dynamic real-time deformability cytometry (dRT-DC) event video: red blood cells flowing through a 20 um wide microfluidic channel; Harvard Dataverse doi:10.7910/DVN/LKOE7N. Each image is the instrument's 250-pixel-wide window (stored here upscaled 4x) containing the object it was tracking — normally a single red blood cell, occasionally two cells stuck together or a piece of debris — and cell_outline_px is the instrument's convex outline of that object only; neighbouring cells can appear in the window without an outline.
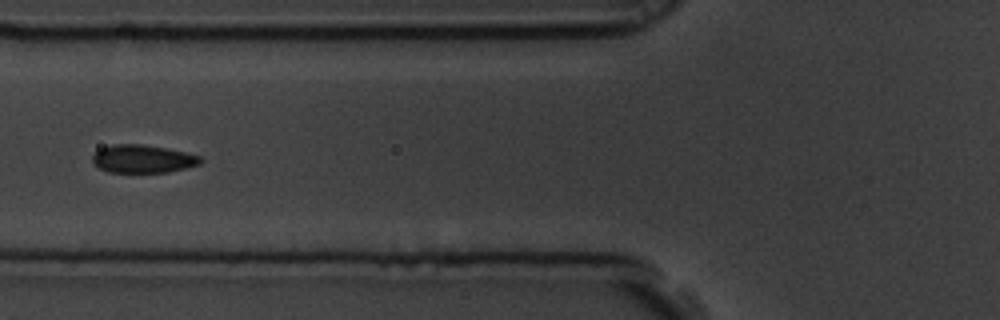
{"species": "common noctule bat (a hibernating species)", "species_latin": "Nyctalus noctula", "temperature_condition": "room temperature", "stored_images_in_passage": 6, "camera_frame_rate_fps": 3000, "um_per_image_px": 0.085, "animal": {"sex": "male", "body_mass_g": 19.5, "forearm_length_mm": 54.6}, "frame": {"image": 1, "passage_image": 3, "time_ms": 0.667, "image_size_px": [1000, 320], "cell_outline_px": [[204, 160], [200, 164], [168, 172], [108, 172], [100, 168], [92, 160], [92, 156], [100, 148], [112, 144], [140, 144], [164, 148], [184, 152], [200, 156]], "centroid_in_image_um": [12.13, 13.5], "position_along_channel_um": 113.7, "area_um2": 17.46}}
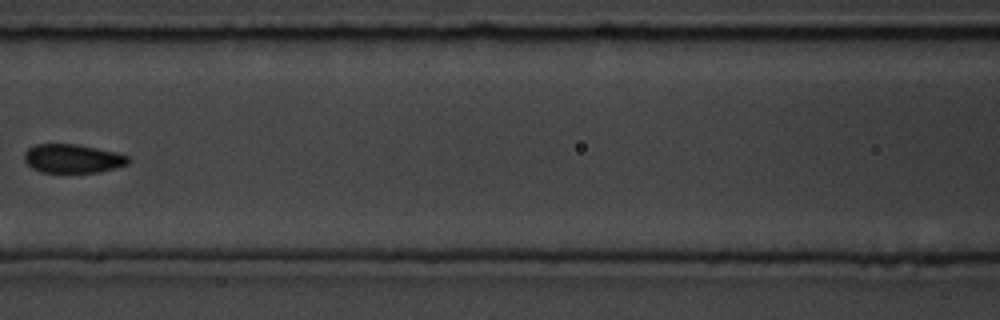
{"frame": {"image": 2, "passage_image": 4, "time_ms": 1.0, "image_size_px": [1000, 320], "cell_outline_px": [[132, 160], [128, 164], [100, 172], [40, 172], [32, 168], [24, 160], [24, 152], [28, 148], [36, 144], [76, 144], [116, 152], [128, 156]], "centroid_in_image_um": [6.18, 13.48], "position_along_channel_um": 160.4, "area_um2": 17.46}}